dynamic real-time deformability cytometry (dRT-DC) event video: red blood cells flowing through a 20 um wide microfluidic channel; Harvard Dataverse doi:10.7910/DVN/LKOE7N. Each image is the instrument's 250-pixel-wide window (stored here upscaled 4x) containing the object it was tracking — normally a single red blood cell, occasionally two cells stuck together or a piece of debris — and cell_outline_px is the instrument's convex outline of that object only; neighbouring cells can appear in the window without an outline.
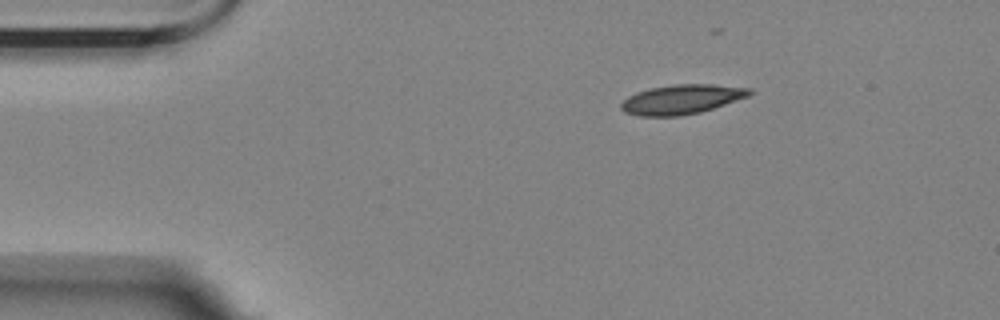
{"species": "Egyptian fruit bat (a non-hibernating species)", "species_latin": "Rousettus aegyptiacus", "temperature_condition": "room temperature", "stored_images_in_passage": 8, "camera_frame_rate_fps": 3000, "um_per_image_px": 0.085, "animal": {"sex": "female"}, "frame": {"image": 1, "passage_image": 1, "time_ms": 0.0, "image_size_px": [1000, 320], "cell_outline_px": [[752, 92], [748, 96], [700, 112], [680, 116], [640, 116], [624, 112], [620, 108], [620, 104], [628, 96], [636, 92], [648, 88], [676, 84], [712, 84], [752, 88]], "centroid_in_image_um": [57.9, 8.44], "position_along_channel_um": 27.1, "area_um2": 22.02}}